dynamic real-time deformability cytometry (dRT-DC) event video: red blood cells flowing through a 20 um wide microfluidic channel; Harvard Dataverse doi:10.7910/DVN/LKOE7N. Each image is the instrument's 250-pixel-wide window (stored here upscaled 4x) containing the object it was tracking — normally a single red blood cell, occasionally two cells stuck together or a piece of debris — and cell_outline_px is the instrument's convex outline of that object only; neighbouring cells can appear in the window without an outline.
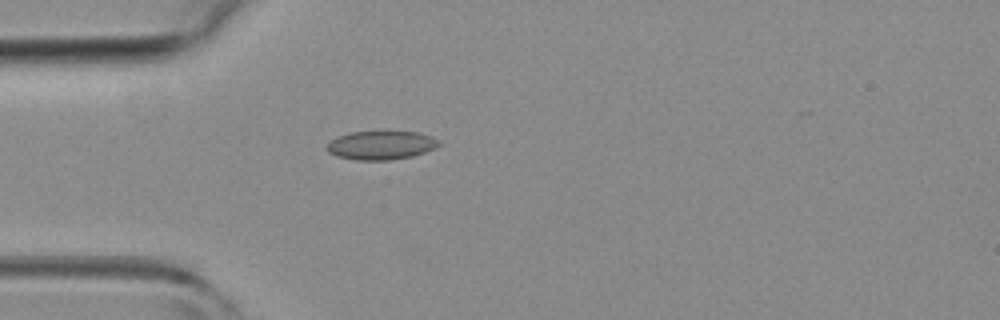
{"species": "common noctule bat (a hibernating species)", "species_latin": "Nyctalus noctula", "temperature_condition": "room temperature", "stored_images_in_passage": 3, "camera_frame_rate_fps": 3000, "um_per_image_px": 0.085, "animal": {"sex": "female", "body_mass_g": 19.3, "forearm_length_mm": 54.1}, "frame": {"image": 1, "passage_image": 3, "time_ms": 2.333, "image_size_px": [1000, 320], "cell_outline_px": [[444, 144], [436, 148], [412, 156], [388, 160], [356, 160], [336, 156], [328, 152], [328, 144], [336, 136], [352, 132], [416, 132], [440, 140]], "centroid_in_image_um": [32.41, 12.35], "position_along_channel_um": 52.6, "area_um2": 18.61}}